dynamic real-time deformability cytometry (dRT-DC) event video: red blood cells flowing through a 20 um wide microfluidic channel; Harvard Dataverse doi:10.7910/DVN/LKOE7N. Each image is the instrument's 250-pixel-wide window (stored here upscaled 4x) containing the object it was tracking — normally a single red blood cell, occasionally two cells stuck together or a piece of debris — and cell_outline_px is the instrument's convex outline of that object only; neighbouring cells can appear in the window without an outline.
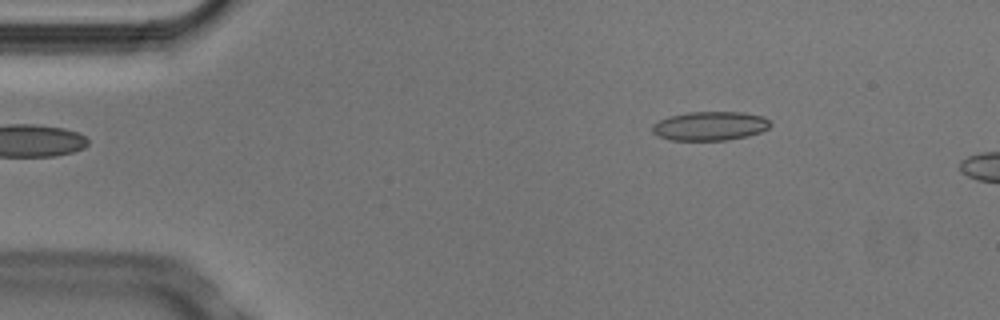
{"species": "Egyptian fruit bat (a non-hibernating species)", "species_latin": "Rousettus aegyptiacus", "temperature_condition": "cold", "stored_images_in_passage": 2, "camera_frame_rate_fps": 3000, "um_per_image_px": 0.085, "animal": {"sex": "male"}, "frame": {"image": 1, "passage_image": 2, "time_ms": 0.333, "image_size_px": [1000, 320], "cell_outline_px": [[772, 124], [768, 128], [760, 132], [748, 136], [728, 140], [668, 140], [656, 136], [652, 132], [652, 124], [668, 116], [688, 112], [744, 112], [764, 116]], "centroid_in_image_um": [60.33, 10.71], "position_along_channel_um": 24.7, "area_um2": 20.17}}